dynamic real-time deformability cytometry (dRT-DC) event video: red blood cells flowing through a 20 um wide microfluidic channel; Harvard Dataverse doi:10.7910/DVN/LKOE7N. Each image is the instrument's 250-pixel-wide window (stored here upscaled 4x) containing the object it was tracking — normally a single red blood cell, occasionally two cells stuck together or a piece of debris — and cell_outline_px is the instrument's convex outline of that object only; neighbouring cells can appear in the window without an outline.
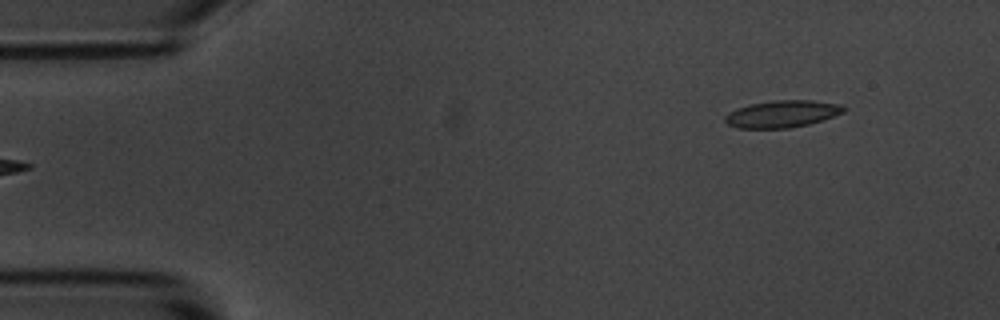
{"species": "common noctule bat (a hibernating species)", "species_latin": "Nyctalus noctula", "temperature_condition": "room temperature", "stored_images_in_passage": 6, "segment_of_instrument_passage": [2, 2], "camera_frame_rate_fps": 3000, "um_per_image_px": 0.085, "animal": {"sex": "male", "body_mass_g": 20.1, "forearm_length_mm": 53.5}, "frame": {"image": 1, "passage_image": 6, "time_ms": 5.333, "image_size_px": [1000, 320], "cell_outline_px": [[848, 108], [844, 112], [824, 120], [808, 124], [788, 128], [736, 128], [728, 124], [724, 120], [724, 116], [728, 112], [736, 108], [748, 104], [776, 100], [812, 100], [840, 104]], "centroid_in_image_um": [66.48, 9.68], "position_along_channel_um": 18.5, "area_um2": 18.9}}